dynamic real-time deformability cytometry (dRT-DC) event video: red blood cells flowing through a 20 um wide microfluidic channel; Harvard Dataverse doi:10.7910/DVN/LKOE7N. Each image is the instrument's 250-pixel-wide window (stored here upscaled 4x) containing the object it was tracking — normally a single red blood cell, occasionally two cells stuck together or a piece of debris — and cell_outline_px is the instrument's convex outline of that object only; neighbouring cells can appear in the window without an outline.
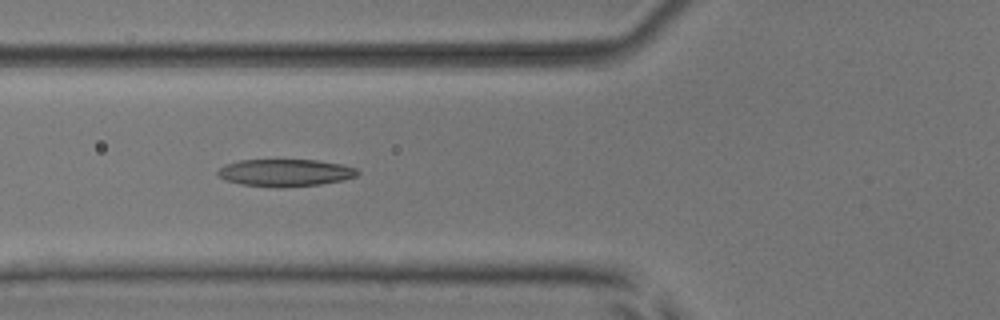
{"species": "common noctule bat (a hibernating species)", "species_latin": "Nyctalus noctula", "temperature_condition": "room temperature", "stored_images_in_passage": 38, "camera_frame_rate_fps": 3000, "um_per_image_px": 0.085, "animal": {"sex": "male", "body_mass_g": 17.9, "forearm_length_mm": 54.2}, "frame": {"image": 1, "passage_image": 6, "time_ms": 1.667, "image_size_px": [1000, 320], "cell_outline_px": [[360, 172], [356, 176], [344, 180], [320, 184], [276, 188], [240, 184], [228, 180], [220, 176], [216, 172], [224, 164], [240, 160], [316, 160], [340, 164], [356, 168]], "centroid_in_image_um": [24.25, 14.68], "position_along_channel_um": 101.6, "area_um2": 22.14}}
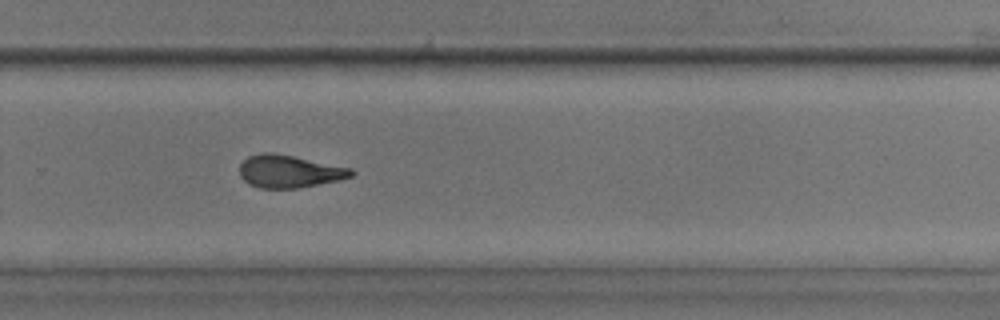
{"frame": {"image": 2, "passage_image": 22, "time_ms": 7.0, "image_size_px": [1000, 320], "cell_outline_px": [[356, 172], [352, 176], [340, 180], [300, 188], [260, 188], [248, 184], [240, 176], [240, 164], [248, 156], [260, 152], [272, 152], [352, 168]], "centroid_in_image_um": [24.59, 14.57], "position_along_channel_um": 305.2, "area_um2": 21.33}}
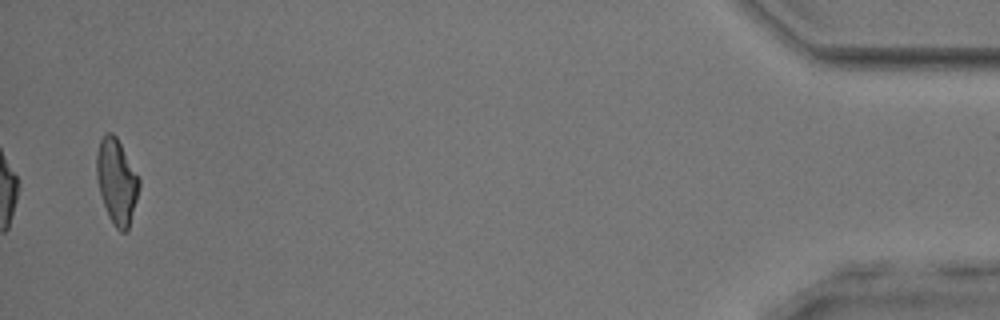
{"frame": {"image": 3, "passage_image": 38, "time_ms": 12.333, "image_size_px": [1000, 320], "cell_outline_px": [[140, 184], [136, 200], [128, 228], [124, 232], [120, 232], [116, 228], [108, 216], [100, 192], [96, 176], [96, 156], [100, 140], [108, 132], [112, 132], [116, 136], [140, 180]], "centroid_in_image_um": [9.9, 15.41], "position_along_channel_um": 425.3, "area_um2": 20.63}, "authors_computed_cell_mechanics": {"area_um2": 21.5883, "velocity_mm_per_s": 3.8284, "shape_relaxation_time_tau1_ms": 4.3337, "shape_relaxation_time_tau2_ms": 2.8485, "deformation_change_tau1": 0.1649, "deformation_change_tau2": 0.1061}}